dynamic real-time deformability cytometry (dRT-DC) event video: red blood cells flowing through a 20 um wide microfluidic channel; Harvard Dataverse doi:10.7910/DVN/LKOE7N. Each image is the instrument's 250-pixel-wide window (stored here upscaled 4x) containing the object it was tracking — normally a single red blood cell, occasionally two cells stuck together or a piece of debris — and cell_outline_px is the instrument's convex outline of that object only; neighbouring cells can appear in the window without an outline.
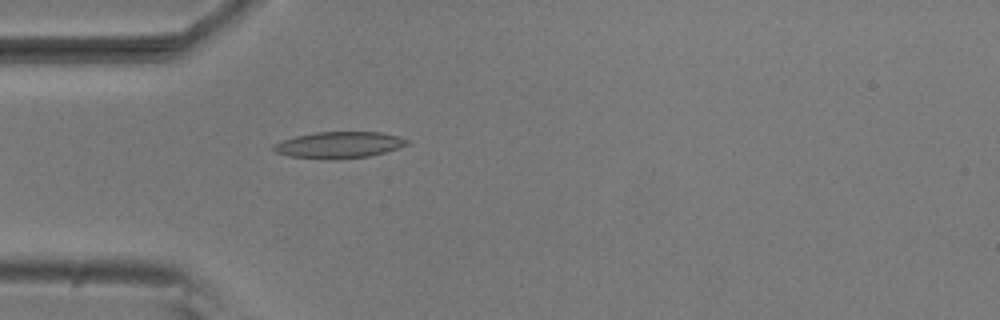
{"species": "common noctule bat (a hibernating species)", "species_latin": "Nyctalus noctula", "temperature_condition": "room temperature", "stored_images_in_passage": 4, "camera_frame_rate_fps": 3000, "um_per_image_px": 0.085, "animal": {"sex": "male", "body_mass_g": 20.5, "forearm_length_mm": 52.5}, "frame": {"image": 1, "passage_image": 4, "time_ms": 1.0, "image_size_px": [1000, 320], "cell_outline_px": [[412, 140], [408, 144], [400, 148], [368, 156], [336, 160], [324, 160], [288, 156], [276, 152], [272, 148], [272, 144], [280, 140], [296, 136], [316, 132], [380, 132], [400, 136]], "centroid_in_image_um": [28.81, 12.32], "position_along_channel_um": 56.2, "area_um2": 20.98}}